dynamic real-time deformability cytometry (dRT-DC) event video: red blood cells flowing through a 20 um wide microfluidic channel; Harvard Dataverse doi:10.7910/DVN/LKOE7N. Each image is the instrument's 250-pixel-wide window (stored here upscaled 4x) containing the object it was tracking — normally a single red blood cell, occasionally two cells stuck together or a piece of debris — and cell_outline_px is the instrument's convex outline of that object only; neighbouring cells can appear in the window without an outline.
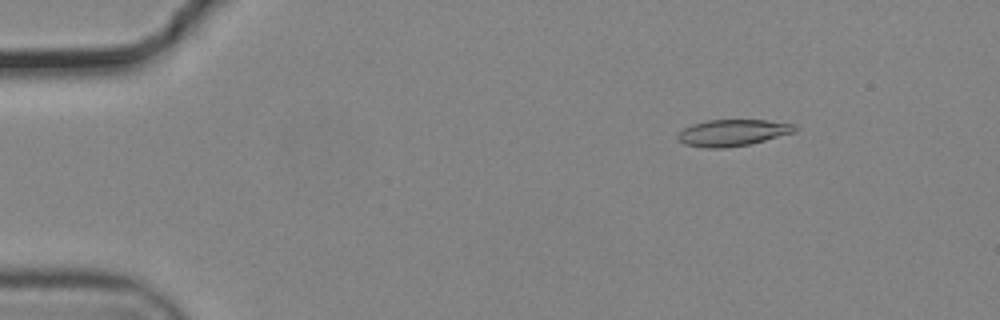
{"species": "common noctule bat (a hibernating species)", "species_latin": "Nyctalus noctula", "temperature_condition": "cold", "stored_images_in_passage": 19, "camera_frame_rate_fps": 3000, "um_per_image_px": 0.085, "animal": {"sex": "male", "body_mass_g": 19.2, "forearm_length_mm": 51.8}, "frame": {"image": 1, "passage_image": 8, "time_ms": 2.333, "image_size_px": [1000, 320], "cell_outline_px": [[796, 132], [748, 144], [728, 148], [704, 148], [684, 144], [676, 136], [684, 128], [692, 124], [708, 120], [768, 120], [796, 124]], "centroid_in_image_um": [62.28, 11.28], "position_along_channel_um": 22.7, "area_um2": 18.09}}
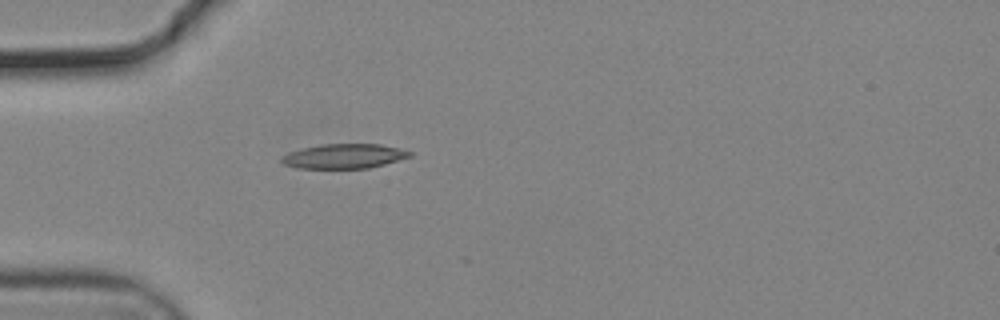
{"frame": {"image": 2, "passage_image": 17, "time_ms": 5.333, "image_size_px": [1000, 320], "cell_outline_px": [[412, 156], [384, 164], [368, 168], [296, 168], [284, 164], [280, 160], [288, 152], [320, 144], [380, 144], [400, 148], [412, 152]], "centroid_in_image_um": [29.26, 13.27], "position_along_channel_um": 55.7, "area_um2": 18.26}}